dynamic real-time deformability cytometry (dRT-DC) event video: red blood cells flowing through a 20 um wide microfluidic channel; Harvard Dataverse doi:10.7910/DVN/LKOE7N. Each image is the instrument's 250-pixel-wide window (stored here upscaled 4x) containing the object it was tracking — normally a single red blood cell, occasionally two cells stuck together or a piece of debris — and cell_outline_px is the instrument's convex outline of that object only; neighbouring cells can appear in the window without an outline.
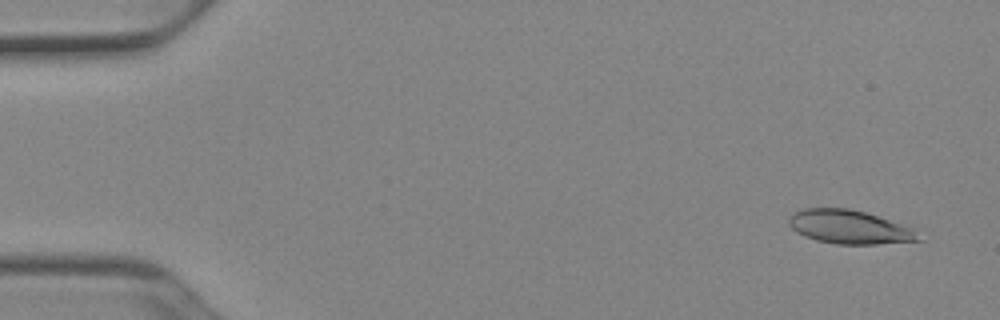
{"species": "Egyptian fruit bat (a non-hibernating species)", "species_latin": "Rousettus aegyptiacus", "temperature_condition": "cold", "stored_images_in_passage": 52, "camera_frame_rate_fps": 3000, "um_per_image_px": 0.085, "animal": {"sex": "female"}, "frame": {"image": 1, "passage_image": 3, "time_ms": 0.667, "image_size_px": [1000, 320], "cell_outline_px": [[924, 240], [876, 244], [836, 244], [816, 240], [804, 236], [796, 232], [788, 224], [788, 216], [804, 208], [848, 208], [864, 212], [912, 228]], "centroid_in_image_um": [72.16, 19.3], "position_along_channel_um": 12.8, "area_um2": 25.26}}
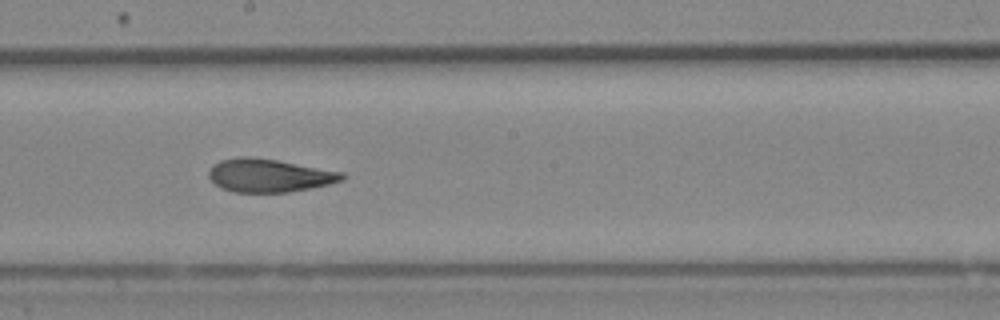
{"frame": {"image": 2, "passage_image": 29, "time_ms": 9.333, "image_size_px": [1000, 320], "cell_outline_px": [[348, 176], [344, 180], [328, 184], [288, 192], [232, 192], [220, 188], [208, 176], [208, 172], [212, 164], [220, 160], [240, 156], [248, 156], [276, 160], [344, 172]], "centroid_in_image_um": [22.86, 14.91], "position_along_channel_um": 225.3, "area_um2": 25.84}}
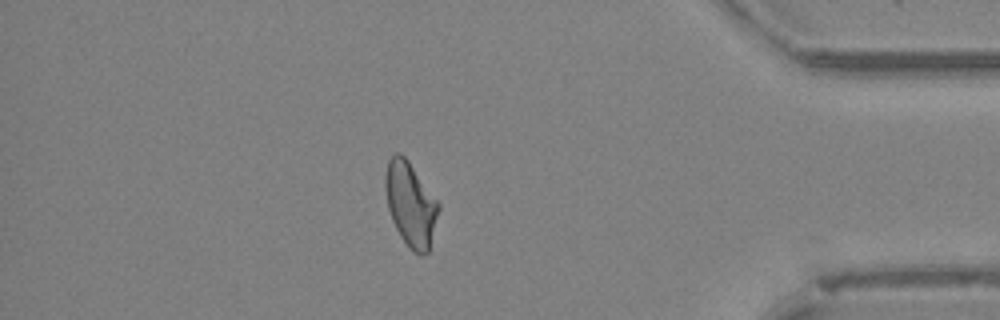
{"frame": {"image": 3, "passage_image": 45, "time_ms": 14.667, "image_size_px": [1000, 320], "cell_outline_px": [[440, 208], [428, 252], [420, 256], [408, 248], [400, 236], [392, 220], [388, 208], [384, 188], [384, 176], [388, 160], [396, 152], [400, 152], [408, 160], [440, 204]], "centroid_in_image_um": [34.88, 17.35], "position_along_channel_um": 400.3, "area_um2": 26.18}, "authors_computed_cell_mechanics": {"area_um2": 25.8077, "velocity_mm_per_s": 3.9211, "shape_relaxation_time_tau1_ms": 9.6967, "shape_relaxation_time_tau2_ms": 1.413, "deformation_change_tau1": 0.2148, "deformation_change_tau2": 0.0812}}